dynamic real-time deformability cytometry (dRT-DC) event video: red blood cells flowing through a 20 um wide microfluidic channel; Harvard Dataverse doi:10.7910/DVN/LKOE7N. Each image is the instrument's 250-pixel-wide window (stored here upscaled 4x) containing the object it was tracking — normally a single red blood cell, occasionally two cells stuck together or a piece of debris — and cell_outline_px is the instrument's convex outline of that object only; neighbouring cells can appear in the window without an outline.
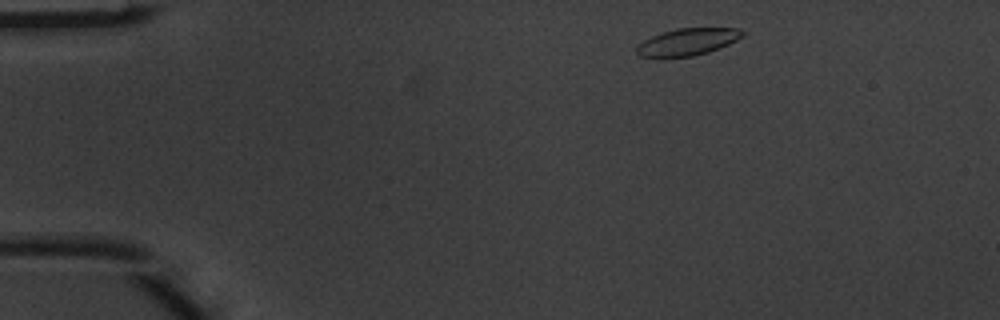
{"species": "common noctule bat (a hibernating species)", "species_latin": "Nyctalus noctula", "temperature_condition": "warm", "stored_images_in_passage": 6, "camera_frame_rate_fps": 3000, "um_per_image_px": 0.085, "animal": {"sex": "male", "body_mass_g": 20.1, "forearm_length_mm": 53.5}, "frame": {"image": 1, "passage_image": 1, "time_ms": 0.0, "image_size_px": [1000, 320], "cell_outline_px": [[744, 36], [728, 44], [708, 52], [692, 56], [664, 60], [660, 60], [640, 56], [636, 52], [636, 48], [644, 40], [660, 32], [676, 28], [740, 28], [744, 32]], "centroid_in_image_um": [58.38, 3.59], "position_along_channel_um": 26.6, "area_um2": 17.22}}
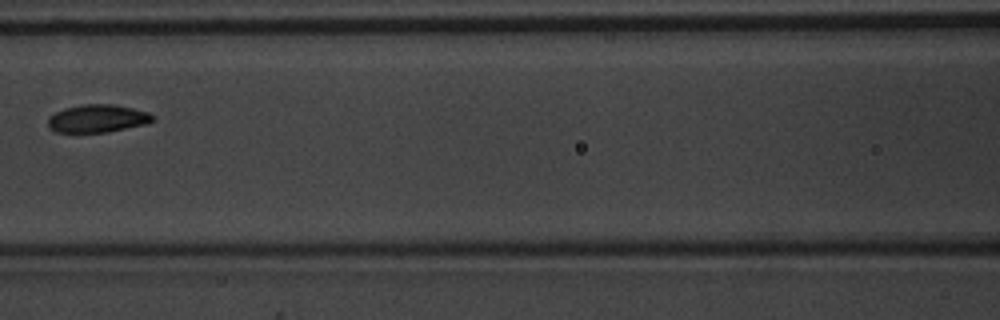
{"frame": {"image": 2, "passage_image": 5, "time_ms": 1.333, "image_size_px": [1000, 320], "cell_outline_px": [[156, 120], [148, 124], [108, 132], [56, 132], [48, 128], [48, 116], [64, 108], [80, 104], [112, 104], [132, 108], [148, 112], [156, 116]], "centroid_in_image_um": [8.31, 10.07], "position_along_channel_um": 158.3, "area_um2": 17.28}}
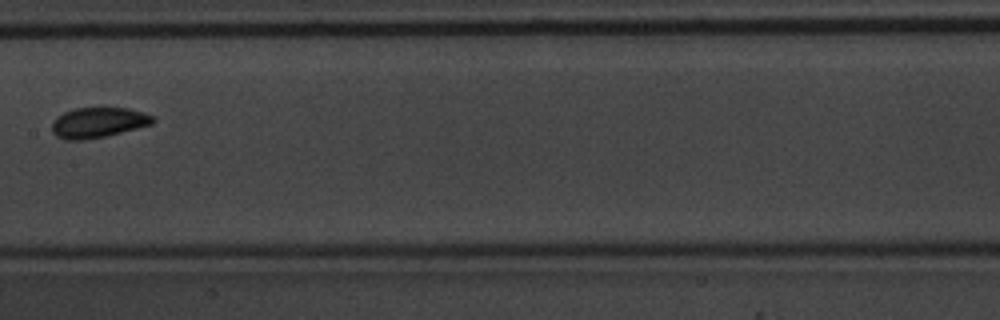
{"frame": {"image": 3, "passage_image": 6, "time_ms": 1.667, "image_size_px": [1000, 320], "cell_outline_px": [[156, 120], [152, 124], [104, 136], [84, 140], [68, 140], [56, 136], [52, 132], [52, 120], [56, 116], [64, 112], [76, 108], [128, 108], [144, 112], [152, 116]], "centroid_in_image_um": [8.32, 10.41], "position_along_channel_um": 199.1, "area_um2": 17.74}}